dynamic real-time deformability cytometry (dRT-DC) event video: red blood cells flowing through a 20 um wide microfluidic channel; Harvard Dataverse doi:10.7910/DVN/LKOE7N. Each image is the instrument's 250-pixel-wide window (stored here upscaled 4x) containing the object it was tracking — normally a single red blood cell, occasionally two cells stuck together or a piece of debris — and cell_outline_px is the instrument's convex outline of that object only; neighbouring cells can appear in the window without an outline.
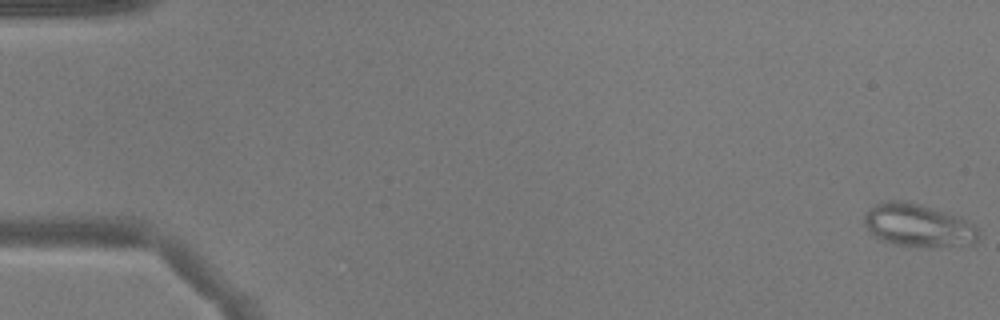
{"species": "common noctule bat (a hibernating species)", "species_latin": "Nyctalus noctula", "temperature_condition": "warm", "stored_images_in_passage": 52, "camera_frame_rate_fps": 3000, "um_per_image_px": 0.085, "animal": {"sex": "male", "body_mass_g": 17.9}, "frame": {"image": 1, "passage_image": 1, "time_ms": 0.0, "image_size_px": [1000, 320], "cell_outline_px": [[980, 232], [976, 244], [928, 248], [896, 244], [880, 240], [868, 232], [864, 224], [864, 216], [876, 204], [884, 200], [908, 200], [948, 212], [960, 216], [968, 220]], "centroid_in_image_um": [78.08, 19.16], "position_along_channel_um": 6.9, "area_um2": 29.25}}
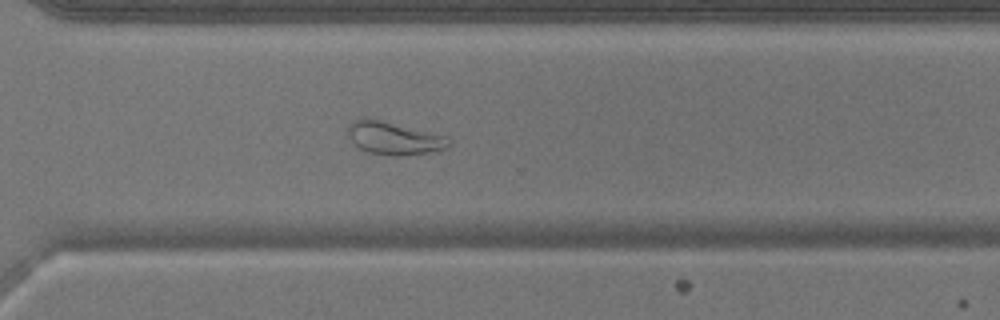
{"frame": {"image": 2, "passage_image": 38, "time_ms": 12.333, "image_size_px": [1000, 320], "cell_outline_px": [[452, 144], [448, 148], [428, 152], [400, 156], [388, 156], [368, 152], [360, 148], [348, 136], [348, 124], [352, 120], [364, 116], [448, 136], [452, 140]], "centroid_in_image_um": [33.5, 11.73], "position_along_channel_um": 337.1, "area_um2": 19.59}}
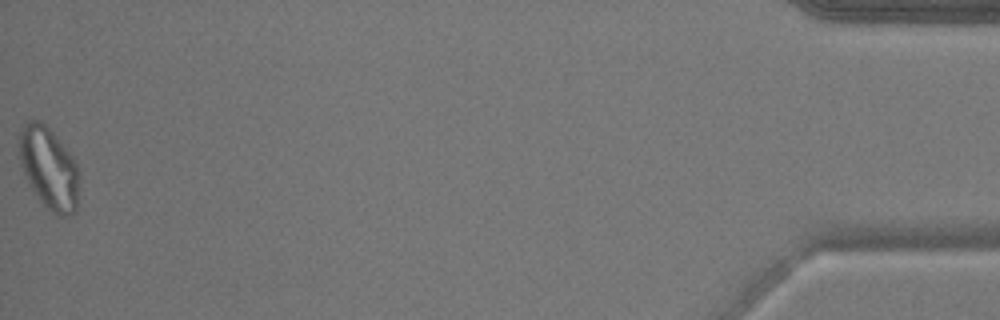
{"frame": {"image": 3, "passage_image": 52, "time_ms": 17.0, "image_size_px": [1000, 320], "cell_outline_px": [[76, 212], [64, 216], [56, 216], [40, 200], [32, 188], [16, 156], [20, 128], [28, 120], [36, 120], [44, 124], [56, 136], [72, 156], [76, 164]], "centroid_in_image_um": [4.08, 14.25], "position_along_channel_um": 431.1, "area_um2": 28.15}}